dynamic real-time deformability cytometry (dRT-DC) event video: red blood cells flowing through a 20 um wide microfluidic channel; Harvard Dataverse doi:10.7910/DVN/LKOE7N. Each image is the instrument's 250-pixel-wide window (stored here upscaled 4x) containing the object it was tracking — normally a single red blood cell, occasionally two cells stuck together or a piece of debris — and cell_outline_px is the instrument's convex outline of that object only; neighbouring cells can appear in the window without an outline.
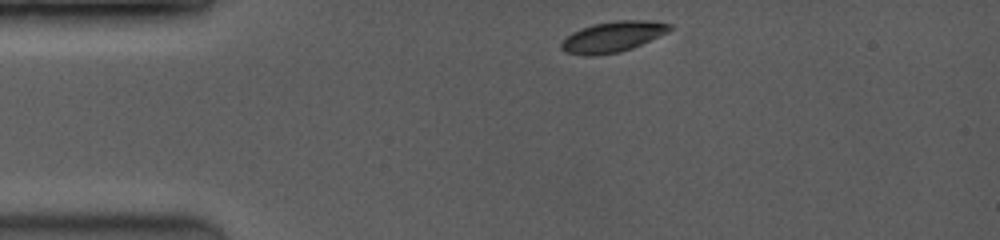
{"species": "common noctule bat (a hibernating species)", "species_latin": "Nyctalus noctula", "temperature_condition": "room temperature", "stored_images_in_passage": 14, "camera_frame_rate_fps": 3500, "um_per_image_px": 0.085, "animal": {"sex": "female", "body_mass_g": 19.0, "forearm_length_mm": 53.3}, "frame": {"image": 1, "passage_image": 1, "time_ms": 0.0, "image_size_px": [1000, 240], "cell_outline_px": [[672, 28], [668, 32], [632, 48], [620, 52], [592, 56], [584, 56], [564, 52], [560, 48], [560, 44], [572, 32], [596, 24], [620, 20], [652, 20], [672, 24]], "centroid_in_image_um": [52.1, 3.14], "position_along_channel_um": 32.9, "area_um2": 19.25}}
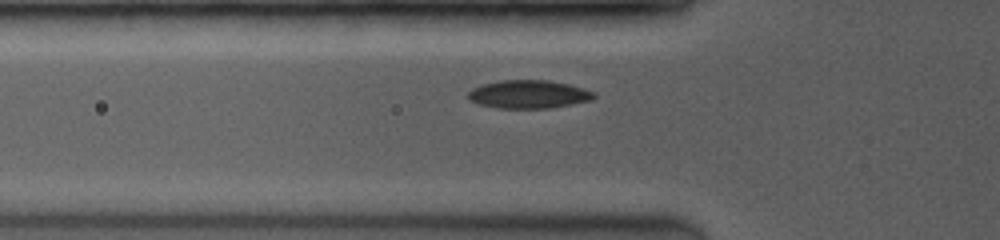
{"frame": {"image": 2, "passage_image": 6, "time_ms": 2.286, "image_size_px": [1000, 240], "cell_outline_px": [[596, 96], [592, 100], [572, 104], [548, 108], [496, 108], [480, 104], [468, 100], [468, 92], [472, 88], [480, 84], [500, 80], [548, 80], [568, 84], [596, 92]], "centroid_in_image_um": [44.92, 8.01], "position_along_channel_um": 80.9, "area_um2": 20.81}}
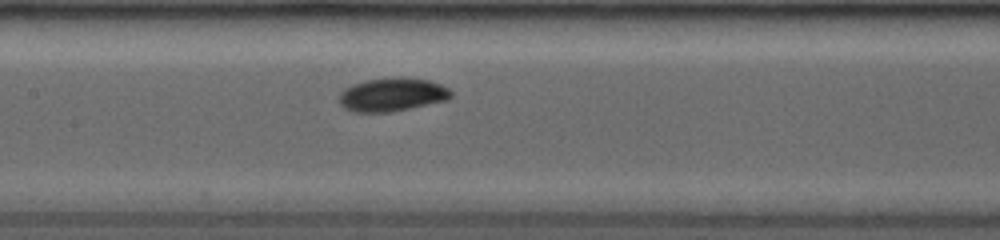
{"frame": {"image": 3, "passage_image": 11, "time_ms": 4.571, "image_size_px": [1000, 240], "cell_outline_px": [[452, 96], [448, 100], [388, 112], [356, 112], [344, 108], [340, 104], [340, 92], [344, 88], [352, 84], [364, 80], [400, 76], [428, 80], [440, 84], [448, 88], [452, 92]], "centroid_in_image_um": [33.32, 8.02], "position_along_channel_um": 174.1, "area_um2": 21.85}}